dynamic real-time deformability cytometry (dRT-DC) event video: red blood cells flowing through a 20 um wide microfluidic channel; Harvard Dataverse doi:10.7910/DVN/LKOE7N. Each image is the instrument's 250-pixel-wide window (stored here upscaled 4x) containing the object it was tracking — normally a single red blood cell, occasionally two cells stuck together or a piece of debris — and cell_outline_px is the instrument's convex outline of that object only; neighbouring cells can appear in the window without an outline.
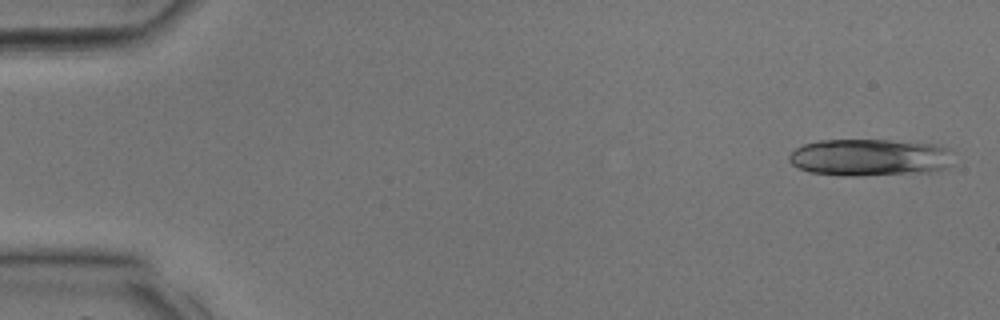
{"species": "common noctule bat (a hibernating species)", "species_latin": "Nyctalus noctula", "temperature_condition": "room temperature", "stored_images_in_passage": 11, "camera_frame_rate_fps": 3000, "um_per_image_px": 0.085, "animal": {"sex": "male", "body_mass_g": 17.9, "forearm_length_mm": 54.2}, "frame": {"image": 1, "passage_image": 2, "time_ms": 0.333, "image_size_px": [1000, 320], "cell_outline_px": [[952, 164], [948, 168], [928, 172], [860, 176], [840, 176], [812, 172], [800, 168], [792, 164], [788, 160], [788, 156], [796, 148], [804, 144], [820, 140], [888, 140], [936, 144], [944, 148]], "centroid_in_image_um": [73.88, 13.39], "position_along_channel_um": 11.1, "area_um2": 35.37}}